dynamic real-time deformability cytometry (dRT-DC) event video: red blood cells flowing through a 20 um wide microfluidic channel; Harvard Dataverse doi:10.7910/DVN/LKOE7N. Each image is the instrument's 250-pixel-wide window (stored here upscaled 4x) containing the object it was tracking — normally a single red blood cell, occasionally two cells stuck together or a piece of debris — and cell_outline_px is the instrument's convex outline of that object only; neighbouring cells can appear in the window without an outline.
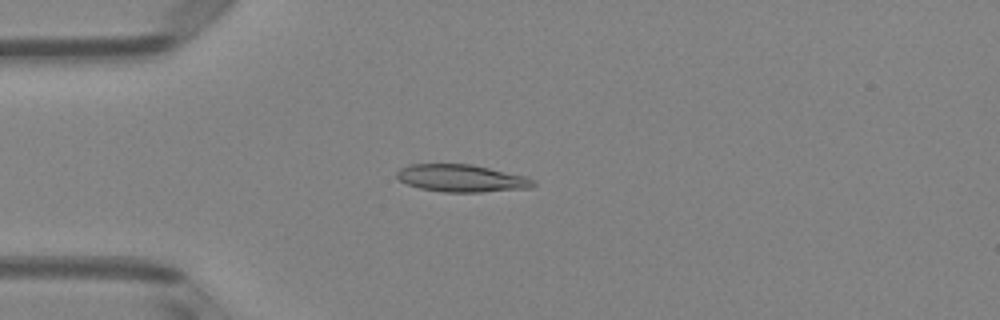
{"species": "Egyptian fruit bat (a non-hibernating species)", "species_latin": "Rousettus aegyptiacus", "temperature_condition": "room temperature", "stored_images_in_passage": 43, "camera_frame_rate_fps": 3000, "um_per_image_px": 0.085, "animal": {"sex": "female"}, "frame": {"image": 1, "passage_image": 6, "time_ms": 1.667, "image_size_px": [1000, 320], "cell_outline_px": [[536, 184], [532, 188], [480, 192], [444, 192], [420, 188], [408, 184], [400, 180], [396, 176], [396, 172], [400, 168], [408, 164], [472, 164], [524, 176], [532, 180]], "centroid_in_image_um": [39.21, 15.15], "position_along_channel_um": 45.8, "area_um2": 21.68}}
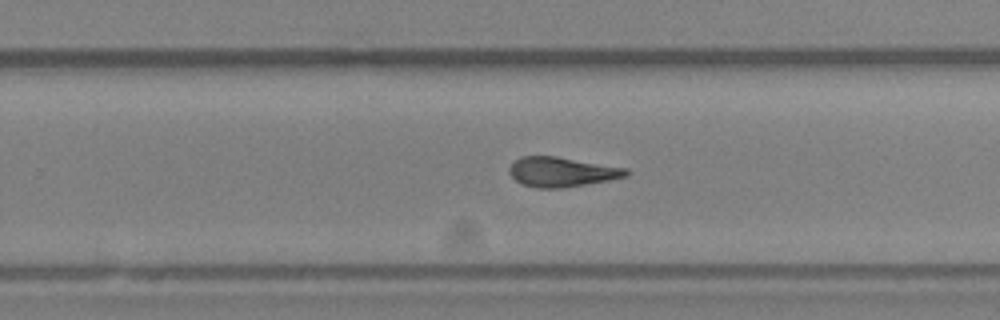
{"frame": {"image": 2, "passage_image": 25, "time_ms": 8.0, "image_size_px": [1000, 320], "cell_outline_px": [[628, 176], [608, 180], [564, 188], [536, 188], [524, 184], [516, 180], [508, 172], [508, 168], [520, 156], [556, 156], [628, 168]], "centroid_in_image_um": [47.75, 14.61], "position_along_channel_um": 282.0, "area_um2": 20.17}}
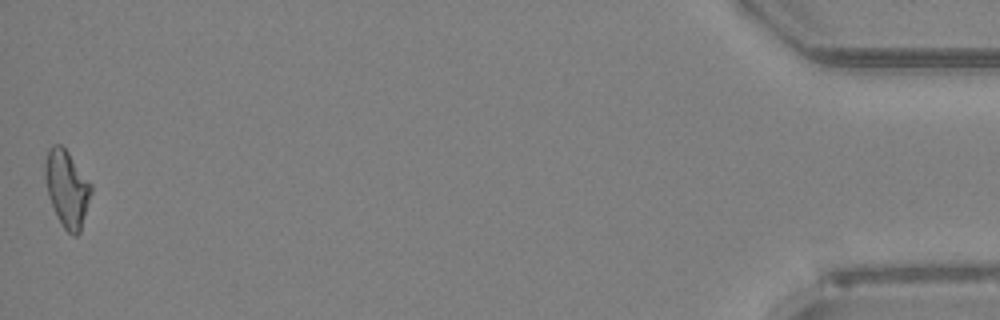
{"frame": {"image": 3, "passage_image": 43, "time_ms": 14.0, "image_size_px": [1000, 320], "cell_outline_px": [[92, 192], [80, 232], [76, 236], [72, 236], [64, 228], [56, 216], [48, 196], [44, 176], [44, 164], [48, 148], [52, 144], [60, 144], [68, 152], [92, 184]], "centroid_in_image_um": [5.68, 16.02], "position_along_channel_um": 429.5, "area_um2": 20.75}, "authors_computed_cell_mechanics": {"area_um2": 20.23, "velocity_mm_per_s": 4.0191, "shape_relaxation_time_tau1_ms": null, "shape_relaxation_time_tau2_ms": 5.7276, "deformation_change_tau1": null, "deformation_change_tau2": 0.1317}}